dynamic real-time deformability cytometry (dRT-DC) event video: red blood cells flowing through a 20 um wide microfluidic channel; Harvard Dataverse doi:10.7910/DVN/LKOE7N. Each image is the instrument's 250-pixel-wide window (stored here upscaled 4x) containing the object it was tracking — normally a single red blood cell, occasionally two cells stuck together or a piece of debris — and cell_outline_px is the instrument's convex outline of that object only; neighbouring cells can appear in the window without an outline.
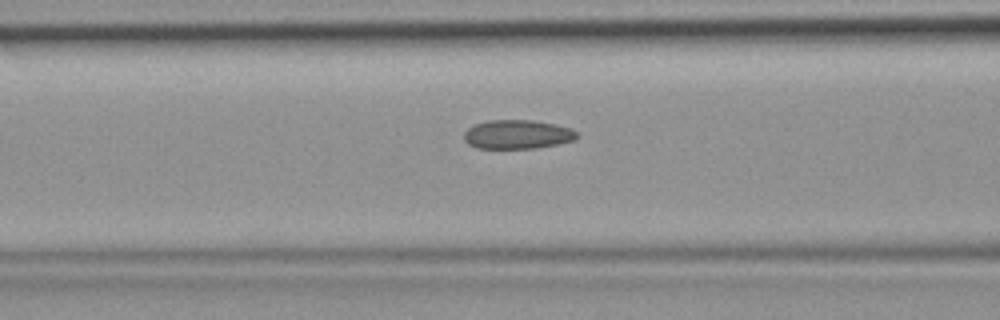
{"species": "common noctule bat (a hibernating species)", "species_latin": "Nyctalus noctula", "temperature_condition": "room temperature", "stored_images_in_passage": 44, "camera_frame_rate_fps": 3000, "um_per_image_px": 0.085, "animal": {"sex": "female", "body_mass_g": 19.9}, "frame": {"image": 1, "passage_image": 18, "time_ms": 5.667, "image_size_px": [1000, 320], "cell_outline_px": [[580, 136], [576, 140], [536, 148], [476, 148], [468, 144], [464, 140], [464, 132], [468, 128], [476, 124], [488, 120], [532, 120], [556, 124], [572, 128], [580, 132]], "centroid_in_image_um": [44.03, 11.42], "position_along_channel_um": 122.6, "area_um2": 19.31}}
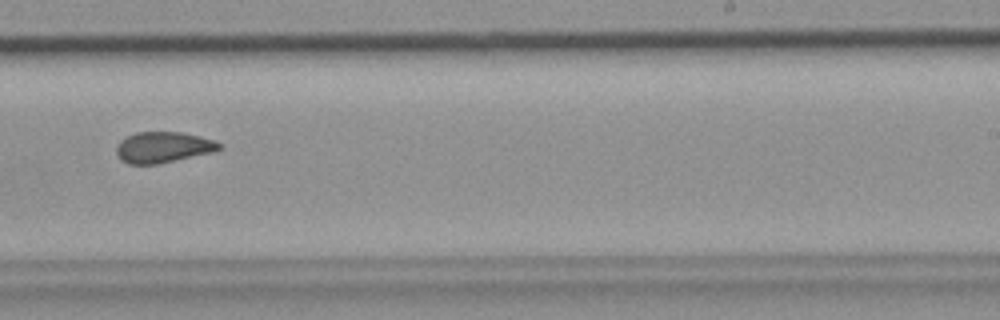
{"frame": {"image": 2, "passage_image": 28, "time_ms": 9.0, "image_size_px": [1000, 320], "cell_outline_px": [[220, 148], [212, 152], [156, 164], [128, 164], [120, 160], [116, 152], [116, 144], [120, 140], [136, 132], [180, 132], [200, 136], [216, 140], [220, 144]], "centroid_in_image_um": [13.82, 12.51], "position_along_channel_um": 275.2, "area_um2": 18.44}}
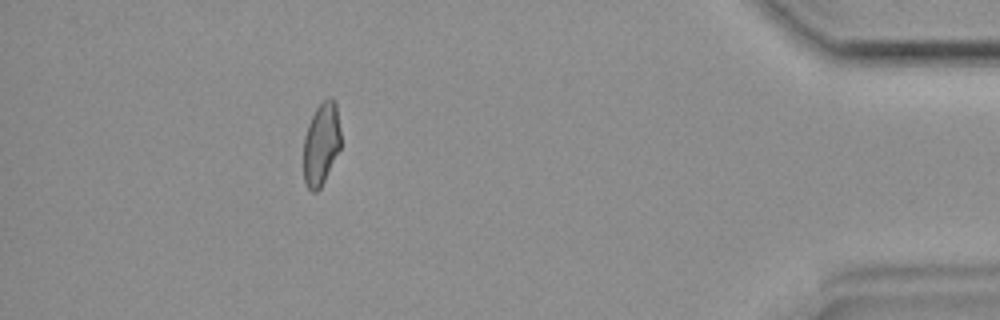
{"frame": {"image": 3, "passage_image": 40, "time_ms": 13.0, "image_size_px": [1000, 320], "cell_outline_px": [[340, 148], [320, 188], [316, 192], [312, 192], [308, 188], [304, 180], [304, 136], [308, 124], [316, 108], [328, 96], [332, 96], [336, 104], [340, 132]], "centroid_in_image_um": [27.3, 12.21], "position_along_channel_um": 407.9, "area_um2": 17.74}}